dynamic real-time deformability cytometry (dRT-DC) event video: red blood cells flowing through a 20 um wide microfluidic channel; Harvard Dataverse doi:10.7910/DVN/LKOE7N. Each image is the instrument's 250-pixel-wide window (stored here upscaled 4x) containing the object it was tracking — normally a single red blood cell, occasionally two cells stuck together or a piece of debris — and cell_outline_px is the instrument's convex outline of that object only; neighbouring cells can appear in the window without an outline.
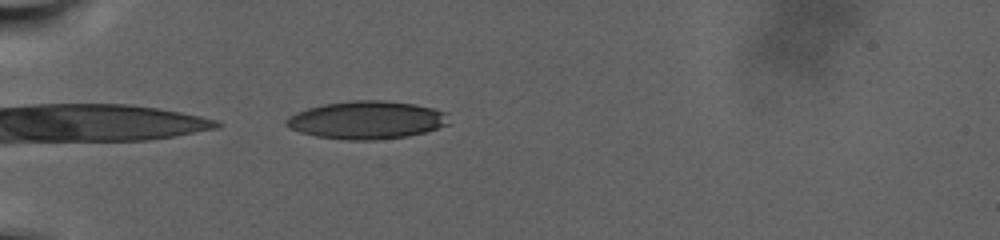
{"species": "human", "species_latin": "Homo sapiens", "temperature_condition": "warm", "stored_images_in_passage": 62, "camera_frame_rate_fps": 3000, "um_per_image_px": 0.085, "donor": {"sex": "male"}, "frame": {"image": 1, "passage_image": 1, "time_ms": 0.0, "image_size_px": [1000, 240], "cell_outline_px": [[448, 124], [424, 132], [408, 136], [376, 140], [344, 140], [316, 136], [300, 132], [288, 128], [284, 124], [284, 120], [288, 116], [296, 112], [308, 108], [324, 104], [352, 100], [384, 100], [412, 104], [432, 108], [448, 112]], "centroid_in_image_um": [31.13, 10.2], "position_along_channel_um": 53.9, "area_um2": 36.07}}
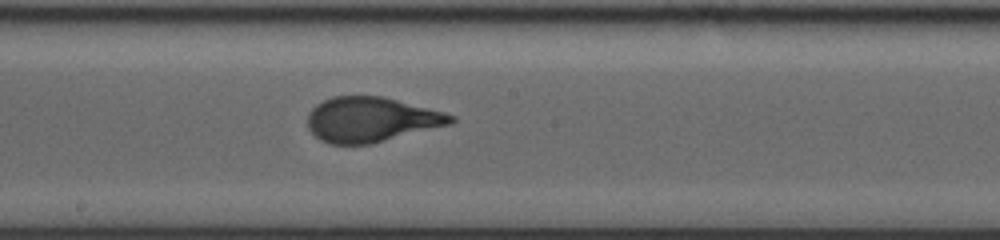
{"frame": {"image": 2, "passage_image": 29, "time_ms": 9.333, "image_size_px": [1000, 240], "cell_outline_px": [[456, 120], [452, 124], [368, 144], [328, 144], [320, 140], [308, 128], [308, 112], [316, 104], [332, 96], [384, 96], [444, 112], [456, 116]], "centroid_in_image_um": [31.54, 10.15], "position_along_channel_um": 216.7, "area_um2": 37.45}}
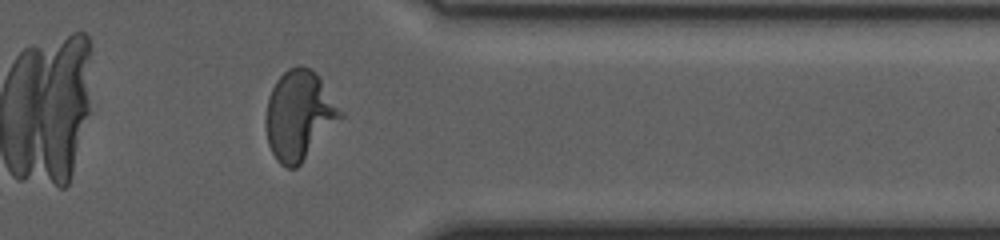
{"frame": {"image": 3, "passage_image": 55, "time_ms": 18.0, "image_size_px": [1000, 240], "cell_outline_px": [[344, 116], [300, 164], [296, 168], [288, 168], [280, 164], [276, 160], [268, 144], [264, 120], [268, 96], [276, 80], [288, 68], [296, 64], [300, 64], [316, 72], [344, 112]], "centroid_in_image_um": [25.42, 9.78], "position_along_channel_um": 386.0, "area_um2": 39.13}, "authors_computed_cell_mechanics": {"area_um2": 37.4544, "velocity_mm_per_s": 2.0079, "shape_relaxation_time_tau1_ms": 8.1284, "shape_relaxation_time_tau2_ms": null, "deformation_change_tau1": 0.2491, "deformation_change_tau2": null}}